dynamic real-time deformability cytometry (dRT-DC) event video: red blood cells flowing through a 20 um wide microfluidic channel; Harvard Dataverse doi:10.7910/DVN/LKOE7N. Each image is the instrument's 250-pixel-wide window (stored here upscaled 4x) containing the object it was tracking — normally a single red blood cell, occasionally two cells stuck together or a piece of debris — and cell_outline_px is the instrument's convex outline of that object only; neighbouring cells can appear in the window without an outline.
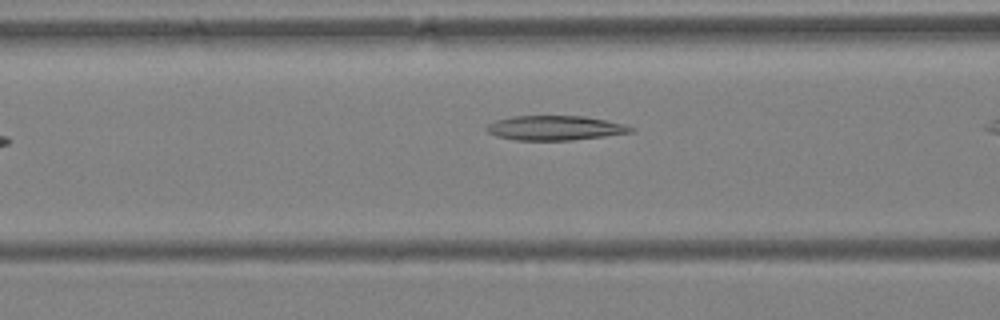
{"species": "Egyptian fruit bat (a non-hibernating species)", "species_latin": "Rousettus aegyptiacus", "temperature_condition": "warm", "stored_images_in_passage": 8, "camera_frame_rate_fps": 3000, "um_per_image_px": 0.085, "animal": {"sex": "female"}, "frame": {"image": 1, "passage_image": 6, "time_ms": 1.667, "image_size_px": [1000, 320], "cell_outline_px": [[636, 128], [632, 132], [604, 136], [572, 140], [516, 140], [496, 136], [488, 132], [484, 128], [488, 124], [496, 120], [512, 116], [584, 116], [624, 124]], "centroid_in_image_um": [47.15, 10.87], "position_along_channel_um": 119.4, "area_um2": 20.58}}
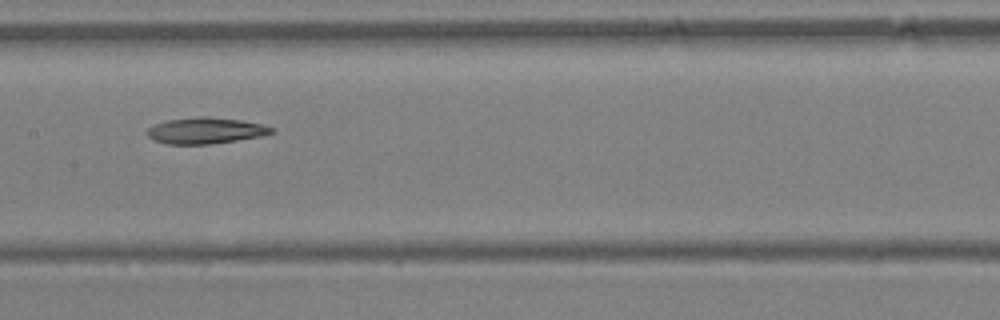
{"frame": {"image": 2, "passage_image": 8, "time_ms": 2.333, "image_size_px": [1000, 320], "cell_outline_px": [[276, 132], [264, 136], [208, 144], [168, 144], [152, 140], [144, 132], [152, 124], [168, 120], [200, 116], [208, 116], [240, 120], [260, 124], [276, 128]], "centroid_in_image_um": [17.46, 11.1], "position_along_channel_um": 189.9, "area_um2": 19.19}}